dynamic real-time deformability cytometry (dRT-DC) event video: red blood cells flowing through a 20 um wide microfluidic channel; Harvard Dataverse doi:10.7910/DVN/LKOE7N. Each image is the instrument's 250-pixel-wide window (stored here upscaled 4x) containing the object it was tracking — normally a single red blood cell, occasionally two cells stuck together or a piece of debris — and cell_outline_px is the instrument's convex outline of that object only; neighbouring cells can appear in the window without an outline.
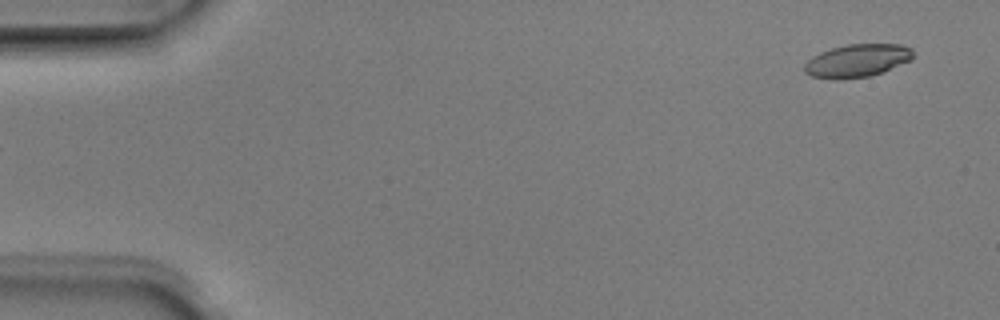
{"species": "Egyptian fruit bat (a non-hibernating species)", "species_latin": "Rousettus aegyptiacus", "temperature_condition": "room temperature", "stored_images_in_passage": 7, "camera_frame_rate_fps": 3000, "um_per_image_px": 0.085, "animal": {"sex": "male"}, "frame": {"image": 1, "passage_image": 1, "time_ms": 0.0, "image_size_px": [1000, 320], "cell_outline_px": [[912, 60], [884, 72], [868, 76], [844, 80], [836, 80], [812, 76], [804, 72], [804, 64], [812, 56], [820, 52], [832, 48], [848, 44], [900, 44], [912, 48]], "centroid_in_image_um": [72.86, 5.17], "position_along_channel_um": 12.1, "area_um2": 21.1}}
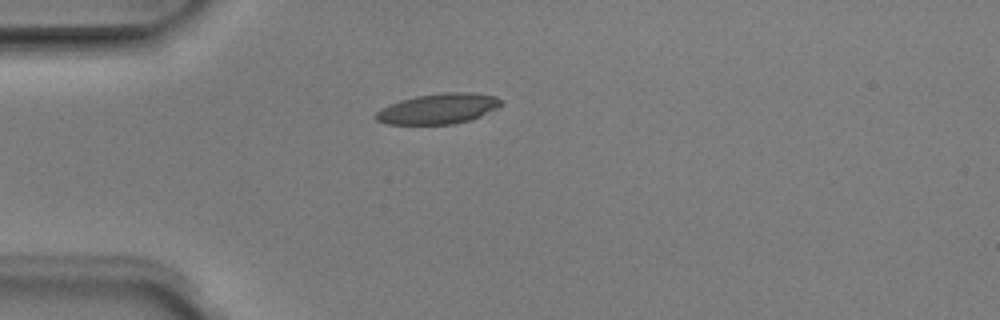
{"frame": {"image": 2, "passage_image": 4, "time_ms": 1.0, "image_size_px": [1000, 320], "cell_outline_px": [[500, 104], [496, 108], [472, 120], [452, 124], [388, 124], [376, 120], [372, 116], [380, 108], [388, 104], [400, 100], [416, 96], [444, 92], [472, 92], [496, 96], [500, 100]], "centroid_in_image_um": [37.2, 9.24], "position_along_channel_um": 47.8, "area_um2": 22.25}}